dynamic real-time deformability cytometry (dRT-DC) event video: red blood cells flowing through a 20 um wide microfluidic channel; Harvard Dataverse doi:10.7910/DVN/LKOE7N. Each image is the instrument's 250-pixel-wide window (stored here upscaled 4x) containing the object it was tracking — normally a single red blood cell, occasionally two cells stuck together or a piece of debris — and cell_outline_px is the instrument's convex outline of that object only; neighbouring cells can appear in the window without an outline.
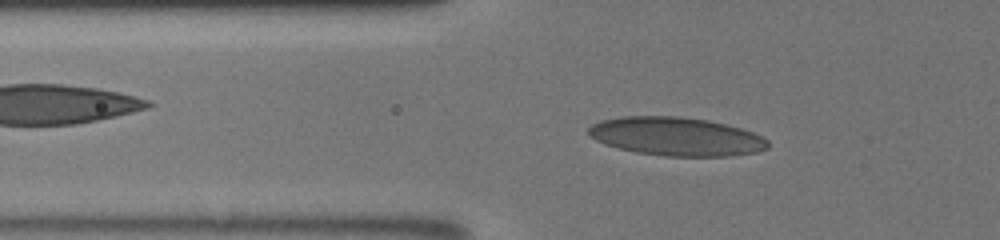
{"species": "human", "species_latin": "Homo sapiens", "temperature_condition": "room temperature", "stored_images_in_passage": 46, "camera_frame_rate_fps": 3000, "um_per_image_px": 0.085, "donor": {"sex": "male"}, "frame": {"image": 1, "passage_image": 18, "time_ms": 6.0, "image_size_px": [1000, 240], "cell_outline_px": [[768, 148], [756, 152], [732, 156], [664, 156], [636, 152], [604, 144], [588, 136], [588, 128], [592, 124], [600, 120], [620, 116], [680, 116], [708, 120], [740, 128], [752, 132], [768, 140]], "centroid_in_image_um": [57.45, 11.6], "position_along_channel_um": 68.4, "area_um2": 40.34}}
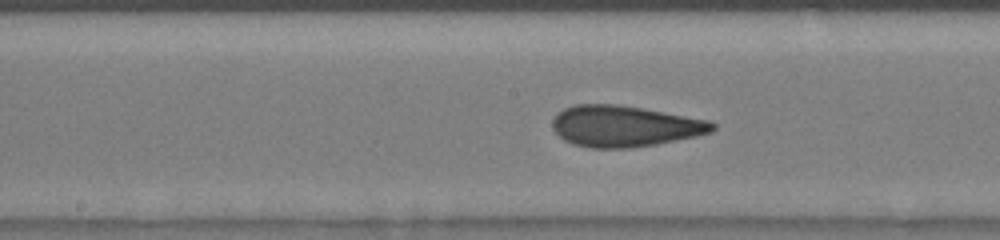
{"frame": {"image": 2, "passage_image": 27, "time_ms": 9.333, "image_size_px": [1000, 240], "cell_outline_px": [[716, 128], [712, 132], [696, 136], [656, 144], [628, 148], [592, 148], [572, 144], [564, 140], [552, 128], [552, 120], [556, 112], [564, 108], [576, 104], [616, 104], [640, 108], [708, 120], [716, 124]], "centroid_in_image_um": [53.05, 10.72], "position_along_channel_um": 195.2, "area_um2": 38.26}}
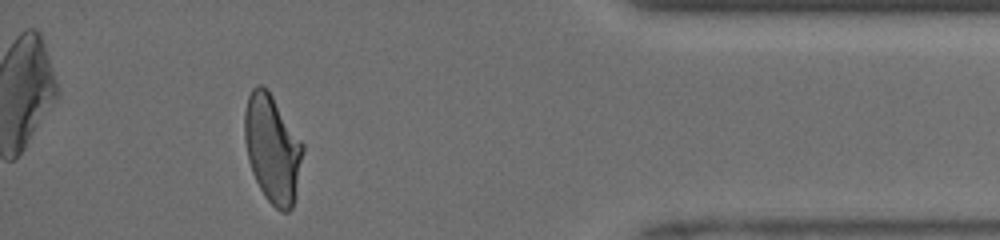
{"frame": {"image": 3, "passage_image": 43, "time_ms": 15.333, "image_size_px": [1000, 240], "cell_outline_px": [[304, 148], [292, 208], [288, 212], [280, 212], [264, 196], [252, 172], [248, 160], [244, 140], [244, 112], [248, 96], [252, 88], [256, 84], [260, 84], [268, 88], [304, 144]], "centroid_in_image_um": [23.13, 12.59], "position_along_channel_um": 412.1, "area_um2": 36.7}, "authors_computed_cell_mechanics": {"area_um2": 36.9342, "velocity_mm_per_s": 4.1125, "shape_relaxation_time_tau1_ms": 5.0883, "shape_relaxation_time_tau2_ms": 1.0705, "deformation_change_tau1": 0.174, "deformation_change_tau2": 0.0723}}